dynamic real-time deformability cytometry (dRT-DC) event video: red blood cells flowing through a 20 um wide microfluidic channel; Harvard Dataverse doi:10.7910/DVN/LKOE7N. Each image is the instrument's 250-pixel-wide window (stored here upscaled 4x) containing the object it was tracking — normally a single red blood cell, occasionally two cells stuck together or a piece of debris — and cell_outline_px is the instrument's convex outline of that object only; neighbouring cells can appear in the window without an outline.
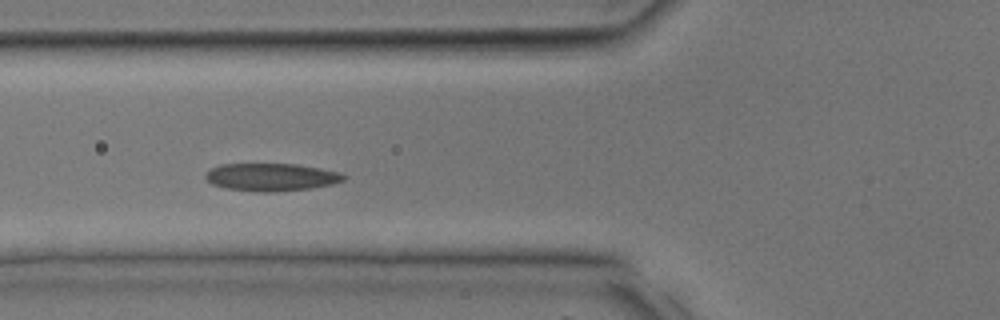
{"species": "common noctule bat (a hibernating species)", "species_latin": "Nyctalus noctula", "temperature_condition": "room temperature", "stored_images_in_passage": 31, "camera_frame_rate_fps": 3000, "um_per_image_px": 0.085, "animal": {"sex": "male", "body_mass_g": 17.9, "forearm_length_mm": 54.2}, "frame": {"image": 1, "passage_image": 9, "time_ms": 2.667, "image_size_px": [1000, 320], "cell_outline_px": [[348, 176], [344, 180], [332, 184], [312, 188], [272, 192], [256, 192], [228, 188], [212, 184], [204, 176], [212, 168], [220, 164], [296, 164], [320, 168], [340, 172]], "centroid_in_image_um": [23.1, 15.05], "position_along_channel_um": 102.7, "area_um2": 22.25}}
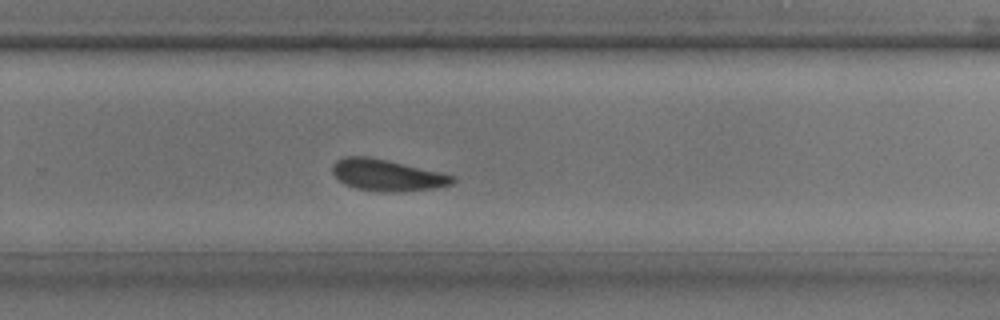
{"frame": {"image": 2, "passage_image": 19, "time_ms": 6.0, "image_size_px": [1000, 320], "cell_outline_px": [[456, 180], [452, 184], [436, 188], [396, 192], [380, 192], [356, 188], [344, 184], [332, 172], [332, 164], [336, 160], [344, 156], [368, 156], [388, 160], [444, 172], [456, 176]], "centroid_in_image_um": [32.94, 14.88], "position_along_channel_um": 296.9, "area_um2": 22.43}}
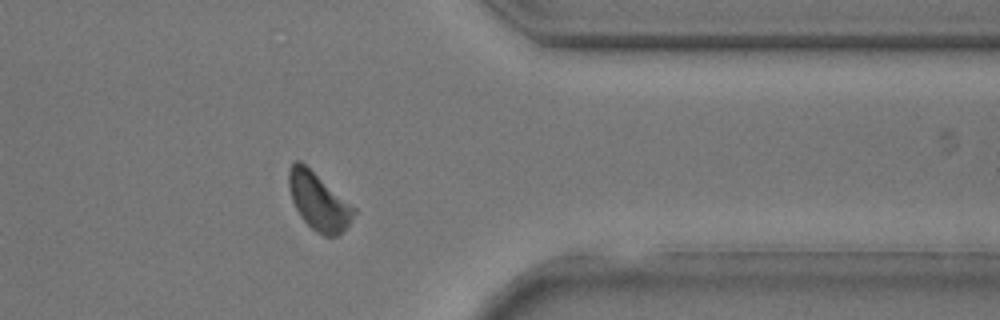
{"frame": {"image": 3, "passage_image": 24, "time_ms": 7.667, "image_size_px": [1000, 320], "cell_outline_px": [[356, 212], [348, 224], [336, 236], [324, 236], [316, 232], [300, 216], [292, 200], [288, 184], [288, 168], [296, 160], [300, 160], [356, 208]], "centroid_in_image_um": [27.06, 17.1], "position_along_channel_um": 384.3, "area_um2": 21.44}}